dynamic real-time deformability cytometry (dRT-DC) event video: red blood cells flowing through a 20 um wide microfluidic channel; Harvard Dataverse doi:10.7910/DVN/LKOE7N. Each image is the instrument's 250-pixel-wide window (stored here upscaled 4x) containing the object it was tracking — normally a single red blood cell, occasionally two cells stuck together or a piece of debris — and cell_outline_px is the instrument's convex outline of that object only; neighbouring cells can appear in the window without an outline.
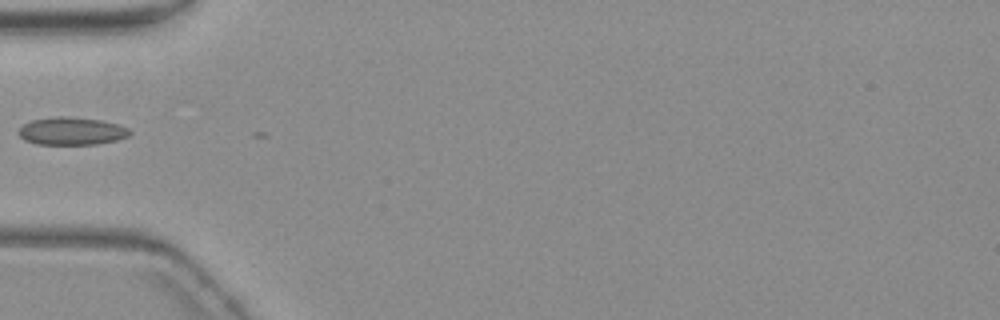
{"species": "common noctule bat (a hibernating species)", "species_latin": "Nyctalus noctula", "temperature_condition": "warm", "stored_images_in_passage": 3, "camera_frame_rate_fps": 3000, "um_per_image_px": 0.085, "animal": {"sex": "female", "body_mass_g": 19.3, "forearm_length_mm": 54.1}, "frame": {"image": 1, "passage_image": 3, "time_ms": 2.333, "image_size_px": [1000, 320], "cell_outline_px": [[132, 132], [128, 136], [116, 140], [96, 144], [36, 144], [24, 140], [16, 132], [24, 124], [32, 120], [52, 116], [68, 116], [100, 120], [120, 124], [128, 128]], "centroid_in_image_um": [6.08, 11.13], "position_along_channel_um": 78.9, "area_um2": 18.09}}